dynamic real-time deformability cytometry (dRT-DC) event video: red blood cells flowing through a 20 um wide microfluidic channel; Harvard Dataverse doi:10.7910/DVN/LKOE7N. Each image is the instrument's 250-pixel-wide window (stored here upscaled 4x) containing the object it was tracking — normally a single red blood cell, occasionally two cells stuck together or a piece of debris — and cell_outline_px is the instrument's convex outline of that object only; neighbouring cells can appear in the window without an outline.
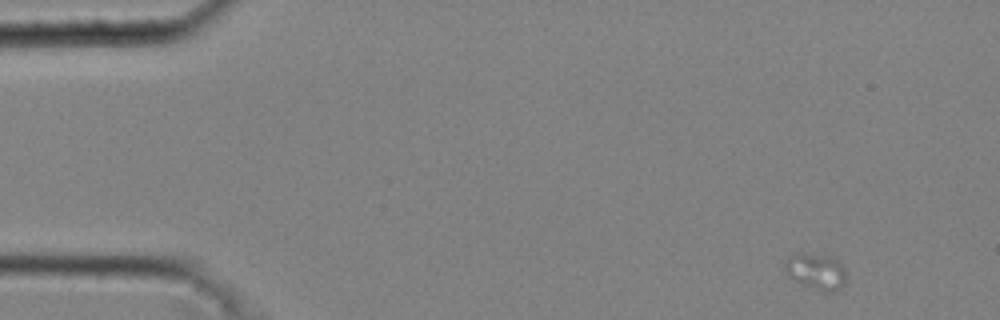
{"species": "common noctule bat (a hibernating species)", "species_latin": "Nyctalus noctula", "temperature_condition": "cold", "stored_images_in_passage": 8, "camera_frame_rate_fps": 3000, "um_per_image_px": 0.085, "animal": {"sex": "male", "body_mass_g": 20.4}, "frame": {"image": 1, "passage_image": 1, "time_ms": 0.0, "image_size_px": [1000, 320], "cell_outline_px": [[844, 284], [840, 292], [820, 292], [792, 280], [788, 276], [784, 268], [784, 264], [788, 256], [800, 252], [832, 256], [844, 268]], "centroid_in_image_um": [69.34, 23.09], "position_along_channel_um": 15.7, "area_um2": 13.29}}